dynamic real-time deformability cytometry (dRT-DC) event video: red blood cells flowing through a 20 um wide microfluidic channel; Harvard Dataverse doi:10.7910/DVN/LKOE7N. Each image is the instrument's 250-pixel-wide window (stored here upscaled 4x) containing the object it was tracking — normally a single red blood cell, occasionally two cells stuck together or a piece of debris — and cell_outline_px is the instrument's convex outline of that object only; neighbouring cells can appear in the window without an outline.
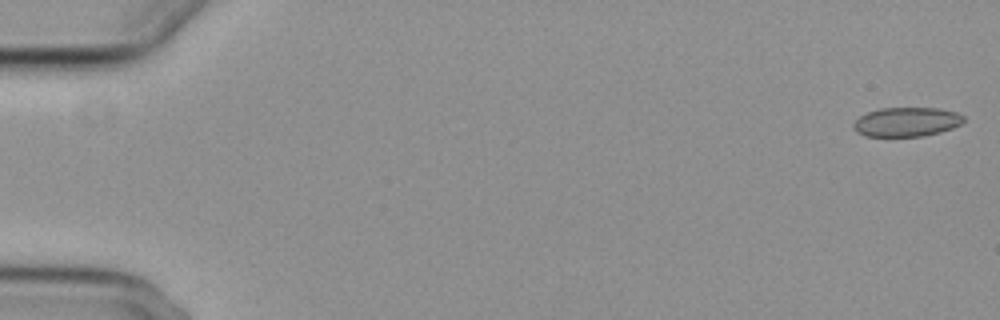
{"species": "common noctule bat (a hibernating species)", "species_latin": "Nyctalus noctula", "temperature_condition": "cold", "stored_images_in_passage": 46, "camera_frame_rate_fps": 3000, "um_per_image_px": 0.085, "animal": {"sex": "female", "body_mass_g": 29.2, "forearm_length_mm": 56.3}, "frame": {"image": 1, "passage_image": 1, "time_ms": 0.0, "image_size_px": [1000, 320], "cell_outline_px": [[964, 120], [960, 124], [952, 128], [940, 132], [924, 136], [864, 136], [856, 132], [852, 128], [852, 124], [860, 116], [868, 112], [880, 108], [936, 108], [956, 112], [964, 116]], "centroid_in_image_um": [77.03, 10.36], "position_along_channel_um": 8.0, "area_um2": 18.79}}